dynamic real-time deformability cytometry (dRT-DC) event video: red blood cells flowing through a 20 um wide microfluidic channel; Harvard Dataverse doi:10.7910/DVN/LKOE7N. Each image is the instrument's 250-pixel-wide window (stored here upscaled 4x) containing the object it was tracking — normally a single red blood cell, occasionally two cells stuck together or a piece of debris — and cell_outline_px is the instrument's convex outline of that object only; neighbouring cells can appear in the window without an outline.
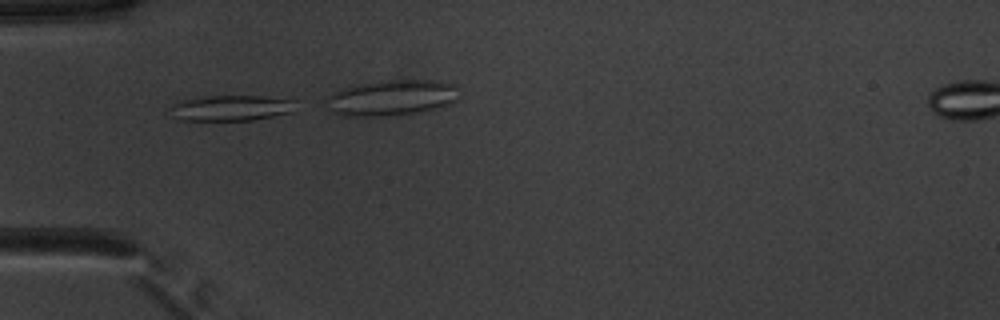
{"species": "common noctule bat (a hibernating species)", "species_latin": "Nyctalus noctula", "temperature_condition": "warm", "stored_images_in_passage": 22, "camera_frame_rate_fps": 3000, "um_per_image_px": 0.085, "animal": {"sex": "male", "body_mass_g": 20.1, "forearm_length_mm": 53.5}, "frame": {"image": 1, "passage_image": 16, "time_ms": 5.0, "image_size_px": [1000, 320], "cell_outline_px": [[296, 100], [292, 112], [252, 120], [176, 120], [172, 116], [172, 104], [184, 100], [208, 96], [260, 96]], "centroid_in_image_um": [19.64, 9.18], "position_along_channel_um": 65.4, "area_um2": 18.5}}